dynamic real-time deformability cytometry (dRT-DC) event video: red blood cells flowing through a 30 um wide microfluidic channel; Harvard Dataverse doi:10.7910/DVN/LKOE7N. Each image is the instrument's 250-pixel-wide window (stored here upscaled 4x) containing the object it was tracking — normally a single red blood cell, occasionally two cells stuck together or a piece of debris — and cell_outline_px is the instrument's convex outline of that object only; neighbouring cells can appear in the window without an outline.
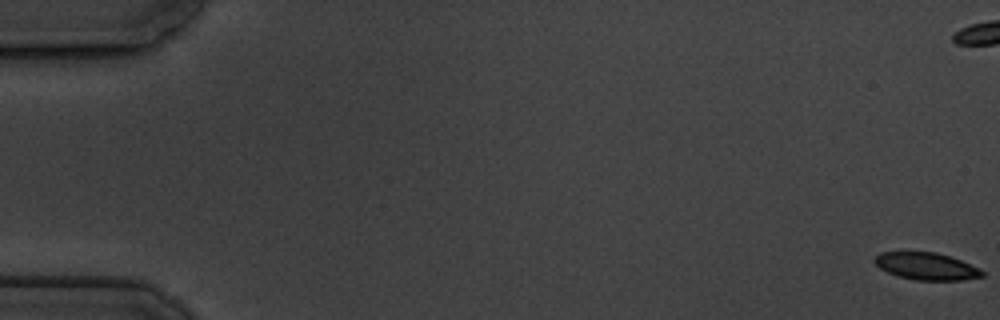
{"species": "common noctule bat (a hibernating species)", "species_latin": "Nyctalus noctula", "temperature_condition": "cold", "stored_images_in_passage": 8, "camera_frame_rate_fps": 3000, "um_per_image_px": 0.085, "animal": {"sex": "male", "body_mass_g": 19.5, "forearm_length_mm": 54.6}, "frame": {"image": 1, "passage_image": 1, "time_ms": 0.0, "image_size_px": [1000, 320], "cell_outline_px": [[984, 276], [964, 280], [916, 280], [900, 276], [888, 272], [880, 268], [872, 260], [880, 252], [936, 252], [960, 260], [980, 268], [984, 272]], "centroid_in_image_um": [78.76, 22.63], "position_along_channel_um": 6.2, "area_um2": 16.94}}